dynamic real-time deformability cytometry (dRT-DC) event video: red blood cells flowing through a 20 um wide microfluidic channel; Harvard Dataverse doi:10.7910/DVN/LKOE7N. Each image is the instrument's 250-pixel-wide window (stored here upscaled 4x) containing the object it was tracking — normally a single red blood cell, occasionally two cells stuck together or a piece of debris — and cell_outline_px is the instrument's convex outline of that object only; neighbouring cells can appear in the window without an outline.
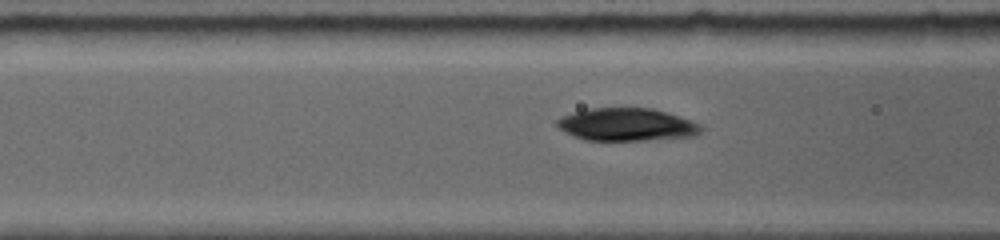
{"species": "common noctule bat (a hibernating species)", "species_latin": "Nyctalus noctula", "temperature_condition": "room temperature", "stored_images_in_passage": 7, "camera_frame_rate_fps": 5000, "um_per_image_px": 0.085, "animal": {"sex": "female", "body_mass_g": 19.0, "forearm_length_mm": 56.7}, "frame": {"image": 1, "passage_image": 5, "time_ms": 1.0, "image_size_px": [1000, 240], "cell_outline_px": [[704, 128], [700, 132], [692, 136], [644, 140], [584, 140], [560, 128], [556, 124], [556, 120], [572, 112], [592, 108], [652, 108], [668, 112], [692, 120], [700, 124]], "centroid_in_image_um": [53.31, 10.58], "position_along_channel_um": 113.3, "area_um2": 27.28}}